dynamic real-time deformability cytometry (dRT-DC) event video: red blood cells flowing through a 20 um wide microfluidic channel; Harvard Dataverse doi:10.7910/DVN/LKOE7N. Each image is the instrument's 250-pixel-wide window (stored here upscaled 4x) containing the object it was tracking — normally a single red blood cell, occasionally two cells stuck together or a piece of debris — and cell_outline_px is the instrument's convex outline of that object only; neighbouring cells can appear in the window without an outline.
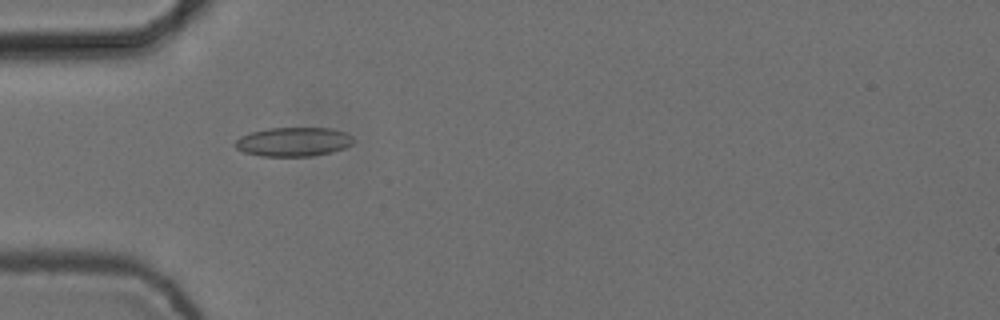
{"species": "common noctule bat (a hibernating species)", "species_latin": "Nyctalus noctula", "temperature_condition": "cold", "stored_images_in_passage": 10, "camera_frame_rate_fps": 3000, "um_per_image_px": 0.085, "animal": {"sex": "female", "body_mass_g": 24.6, "forearm_length_mm": 56.2}, "frame": {"image": 1, "passage_image": 4, "time_ms": 1.0, "image_size_px": [1000, 320], "cell_outline_px": [[352, 144], [344, 148], [332, 152], [312, 156], [260, 156], [244, 152], [236, 148], [232, 144], [240, 136], [252, 132], [268, 128], [332, 128], [344, 132], [352, 136]], "centroid_in_image_um": [24.91, 12.05], "position_along_channel_um": 60.1, "area_um2": 20.06}}
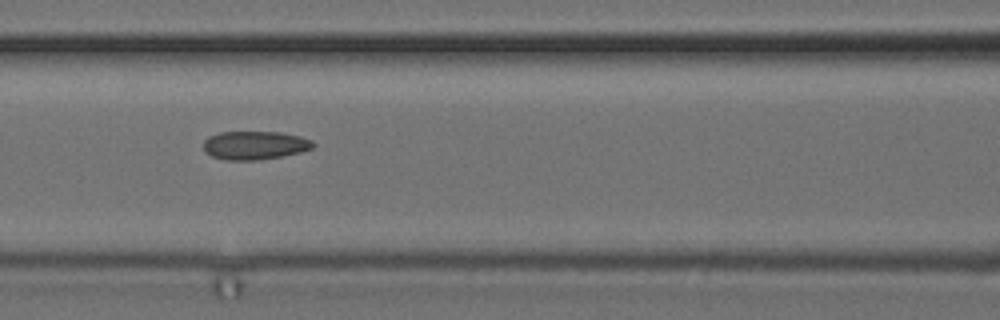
{"frame": {"image": 2, "passage_image": 6, "time_ms": 1.667, "image_size_px": [1000, 320], "cell_outline_px": [[316, 144], [312, 148], [300, 152], [260, 160], [228, 160], [212, 156], [204, 152], [204, 140], [208, 136], [220, 132], [280, 132], [300, 136], [312, 140]], "centroid_in_image_um": [21.65, 12.34], "position_along_channel_um": 145.0, "area_um2": 18.21}}
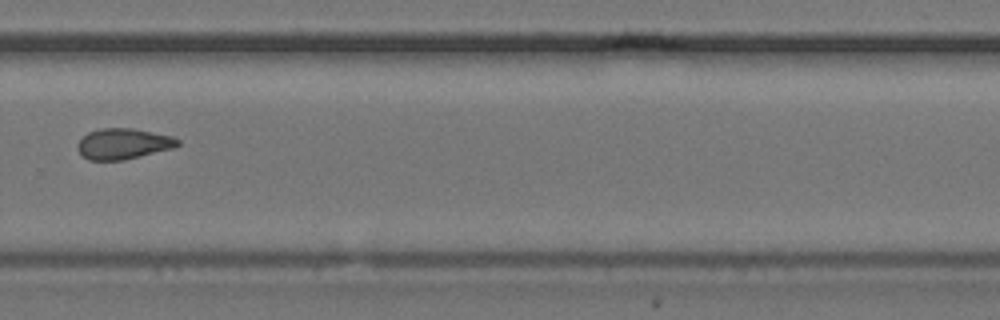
{"frame": {"image": 3, "passage_image": 10, "time_ms": 3.0, "image_size_px": [1000, 320], "cell_outline_px": [[180, 144], [176, 148], [124, 160], [88, 160], [76, 148], [76, 144], [88, 132], [100, 128], [132, 128], [172, 136], [180, 140]], "centroid_in_image_um": [10.5, 12.22], "position_along_channel_um": 319.3, "area_um2": 18.09}}